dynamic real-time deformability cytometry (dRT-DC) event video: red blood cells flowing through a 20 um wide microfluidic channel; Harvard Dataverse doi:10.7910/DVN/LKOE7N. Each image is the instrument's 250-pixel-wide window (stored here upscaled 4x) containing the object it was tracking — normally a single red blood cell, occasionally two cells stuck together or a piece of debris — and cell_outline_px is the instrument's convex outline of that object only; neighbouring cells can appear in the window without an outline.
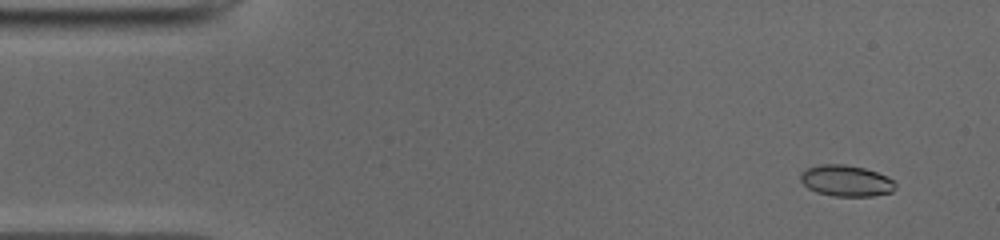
{"species": "common noctule bat (a hibernating species)", "species_latin": "Nyctalus noctula", "temperature_condition": "cold", "stored_images_in_passage": 52, "camera_frame_rate_fps": 3000, "um_per_image_px": 0.085, "animal": {"sex": "male", "body_mass_g": 19.0, "forearm_length_mm": 50.8}, "frame": {"image": 1, "passage_image": 4, "time_ms": 1.0, "image_size_px": [1000, 240], "cell_outline_px": [[896, 188], [892, 192], [872, 196], [832, 196], [816, 192], [808, 188], [800, 180], [800, 172], [808, 168], [820, 164], [844, 164], [864, 168], [888, 176], [896, 184]], "centroid_in_image_um": [71.92, 15.37], "position_along_channel_um": 13.1, "area_um2": 17.34}}
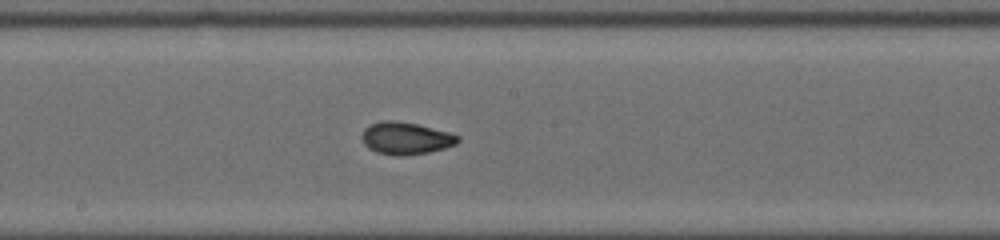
{"frame": {"image": 2, "passage_image": 27, "time_ms": 8.667, "image_size_px": [1000, 240], "cell_outline_px": [[460, 140], [456, 144], [444, 148], [428, 152], [404, 156], [396, 156], [376, 152], [368, 148], [364, 144], [360, 136], [364, 128], [368, 124], [384, 120], [392, 120], [416, 124], [448, 132], [460, 136]], "centroid_in_image_um": [34.45, 11.75], "position_along_channel_um": 213.8, "area_um2": 18.15}}
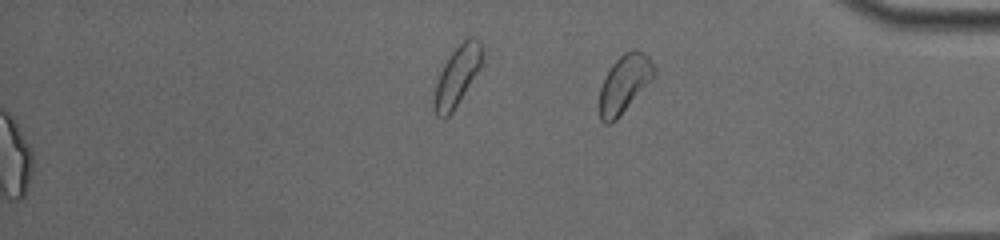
{"frame": {"image": 3, "passage_image": 52, "time_ms": 17.0, "image_size_px": [1000, 240], "cell_outline_px": [[656, 72], [652, 80], [616, 120], [608, 124], [604, 124], [600, 120], [600, 88], [604, 76], [612, 64], [624, 52], [632, 48], [636, 48], [644, 52], [648, 56], [656, 68]], "centroid_in_image_um": [53.08, 7.09], "position_along_channel_um": 382.1, "area_um2": 18.61}, "authors_computed_cell_mechanics": {"area_um2": 17.6579, "velocity_mm_per_s": 3.9568, "shape_relaxation_time_tau1_ms": null, "shape_relaxation_time_tau2_ms": 0.9735, "deformation_change_tau1": null, "deformation_change_tau2": 0.0466}}